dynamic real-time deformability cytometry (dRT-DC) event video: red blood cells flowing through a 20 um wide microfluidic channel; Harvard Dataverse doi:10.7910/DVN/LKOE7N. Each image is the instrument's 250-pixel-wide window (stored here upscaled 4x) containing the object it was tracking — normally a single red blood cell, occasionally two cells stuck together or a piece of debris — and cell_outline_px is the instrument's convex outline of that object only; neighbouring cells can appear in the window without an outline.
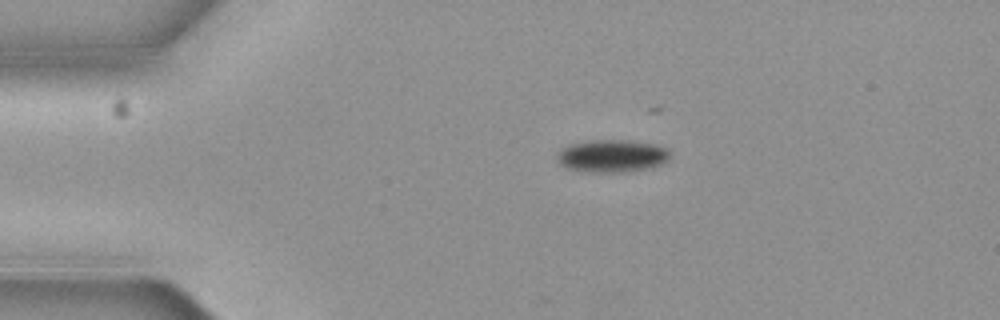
{"species": "common noctule bat (a hibernating species)", "species_latin": "Nyctalus noctula", "temperature_condition": "cold", "stored_images_in_passage": 12, "camera_frame_rate_fps": 3000, "um_per_image_px": 0.085, "animal": {"sex": "female", "body_mass_g": 19.3, "forearm_length_mm": 54.1}, "frame": {"image": 1, "passage_image": 1, "time_ms": 0.0, "image_size_px": [1000, 320], "cell_outline_px": [[668, 160], [664, 164], [648, 168], [628, 172], [592, 172], [568, 168], [560, 164], [556, 160], [556, 156], [560, 148], [568, 144], [592, 140], [628, 140], [656, 144], [664, 148], [668, 152]], "centroid_in_image_um": [51.99, 13.25], "position_along_channel_um": 33.0, "area_um2": 21.56}}
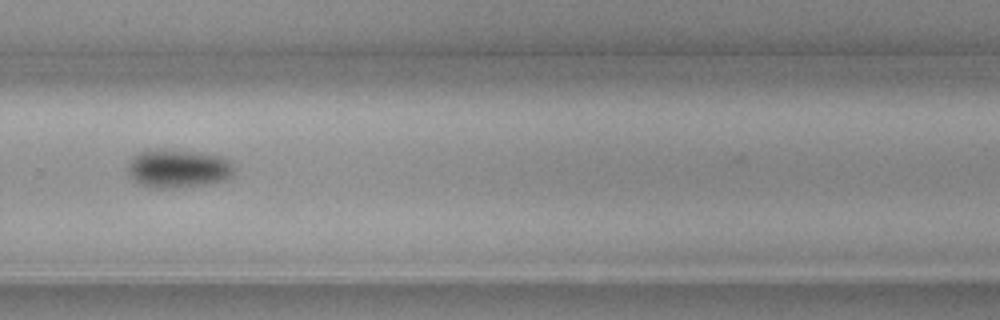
{"frame": {"image": 2, "passage_image": 8, "time_ms": 2.333, "image_size_px": [1000, 320], "cell_outline_px": [[236, 168], [232, 176], [228, 180], [200, 184], [164, 188], [160, 188], [140, 184], [128, 172], [128, 164], [132, 156], [140, 152], [196, 152], [220, 156], [228, 160]], "centroid_in_image_um": [15.2, 14.35], "position_along_channel_um": 314.6, "area_um2": 22.72}}
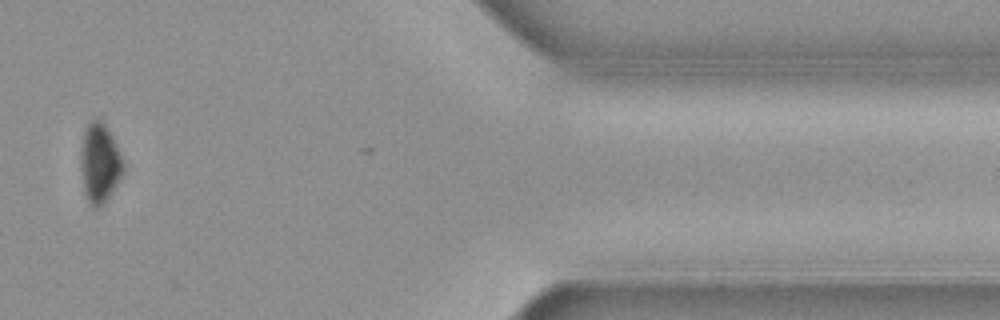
{"frame": {"image": 3, "passage_image": 11, "time_ms": 3.333, "image_size_px": [1000, 320], "cell_outline_px": [[124, 172], [120, 180], [104, 204], [96, 208], [92, 208], [84, 192], [80, 168], [80, 152], [84, 128], [88, 120], [100, 120], [104, 124], [112, 136], [124, 160]], "centroid_in_image_um": [8.47, 13.87], "position_along_channel_um": 402.9, "area_um2": 20.06}}